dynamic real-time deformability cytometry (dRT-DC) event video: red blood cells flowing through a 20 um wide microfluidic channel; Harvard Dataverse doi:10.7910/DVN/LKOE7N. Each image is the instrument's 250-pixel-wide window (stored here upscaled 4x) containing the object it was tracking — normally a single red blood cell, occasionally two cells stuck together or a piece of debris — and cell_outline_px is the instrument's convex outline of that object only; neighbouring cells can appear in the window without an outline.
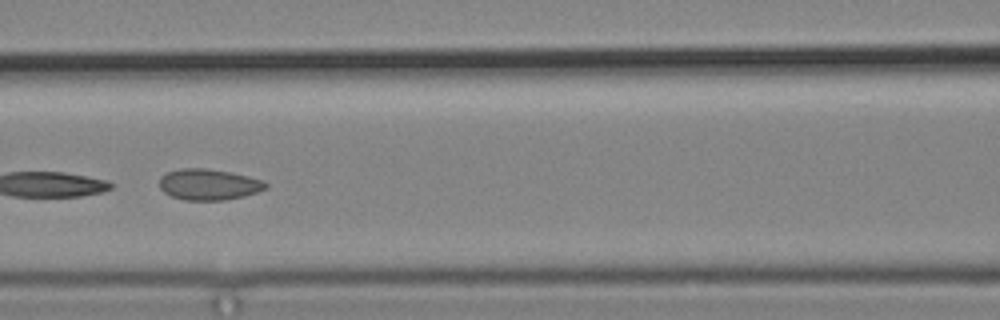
{"species": "common noctule bat (a hibernating species)", "species_latin": "Nyctalus noctula", "temperature_condition": "cold", "stored_images_in_passage": 10, "camera_frame_rate_fps": 3000, "um_per_image_px": 0.085, "animal": {"sex": "male", "body_mass_g": 19.2, "forearm_length_mm": 51.8}, "frame": {"image": 1, "passage_image": 6, "time_ms": 7.0, "image_size_px": [1000, 320], "cell_outline_px": [[268, 188], [244, 196], [224, 200], [184, 200], [172, 196], [164, 192], [160, 188], [160, 176], [168, 172], [180, 168], [208, 168], [232, 172], [264, 180], [268, 184]], "centroid_in_image_um": [17.76, 15.67], "position_along_channel_um": 148.8, "area_um2": 19.36}}
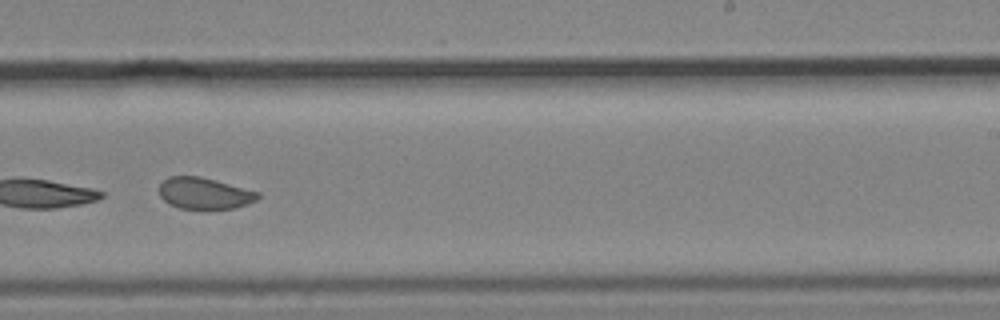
{"frame": {"image": 2, "passage_image": 9, "time_ms": 10.333, "image_size_px": [1000, 320], "cell_outline_px": [[260, 196], [256, 200], [248, 204], [236, 208], [180, 208], [168, 204], [160, 196], [160, 184], [168, 176], [200, 176], [216, 180], [260, 192]], "centroid_in_image_um": [17.39, 16.42], "position_along_channel_um": 271.6, "area_um2": 18.03}}
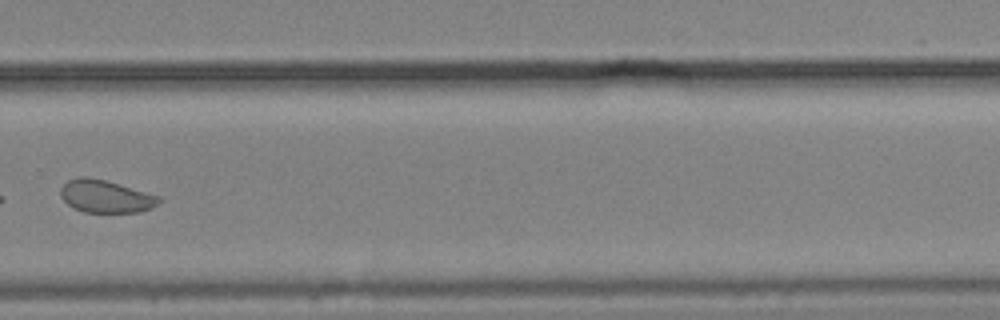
{"frame": {"image": 3, "passage_image": 10, "time_ms": 11.667, "image_size_px": [1000, 320], "cell_outline_px": [[160, 200], [152, 208], [140, 212], [84, 212], [72, 208], [60, 196], [60, 188], [68, 180], [76, 176], [88, 176], [104, 180], [160, 196]], "centroid_in_image_um": [8.93, 16.69], "position_along_channel_um": 320.9, "area_um2": 18.67}}